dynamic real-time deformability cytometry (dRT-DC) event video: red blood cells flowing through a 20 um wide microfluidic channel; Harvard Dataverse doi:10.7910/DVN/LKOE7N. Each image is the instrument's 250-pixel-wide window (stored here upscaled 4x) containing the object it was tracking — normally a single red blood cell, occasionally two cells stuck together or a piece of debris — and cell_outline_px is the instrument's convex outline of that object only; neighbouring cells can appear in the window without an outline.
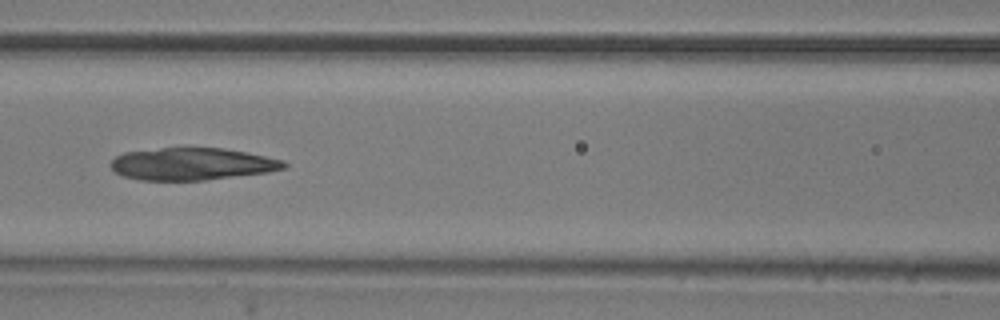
{"species": "common noctule bat (a hibernating species)", "species_latin": "Nyctalus noctula", "temperature_condition": "room temperature", "stored_images_in_passage": 6, "camera_frame_rate_fps": 3000, "um_per_image_px": 0.085, "animal": {"sex": "male", "body_mass_g": 20.5, "forearm_length_mm": 52.5}, "frame": {"image": 1, "passage_image": 6, "time_ms": 1.667, "image_size_px": [1000, 320], "cell_outline_px": [[288, 164], [284, 168], [268, 172], [204, 180], [140, 180], [124, 176], [116, 172], [112, 168], [112, 160], [116, 156], [124, 152], [160, 148], [224, 148], [248, 152], [284, 160]], "centroid_in_image_um": [16.35, 13.93], "position_along_channel_um": 150.2, "area_um2": 32.43}}